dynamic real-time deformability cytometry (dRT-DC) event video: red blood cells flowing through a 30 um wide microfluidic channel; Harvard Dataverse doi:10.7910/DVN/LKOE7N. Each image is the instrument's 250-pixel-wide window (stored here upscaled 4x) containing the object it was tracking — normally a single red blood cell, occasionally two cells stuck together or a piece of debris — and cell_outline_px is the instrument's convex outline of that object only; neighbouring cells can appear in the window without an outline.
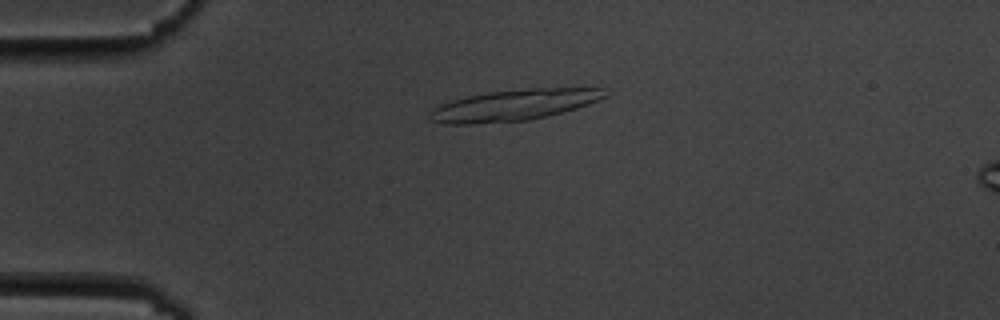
{"species": "common noctule bat (a hibernating species)", "species_latin": "Nyctalus noctula", "temperature_condition": "cold", "stored_images_in_passage": 2, "camera_frame_rate_fps": 3000, "um_per_image_px": 0.085, "animal": {"sex": "male", "body_mass_g": 19.5, "forearm_length_mm": 54.6}, "frame": {"image": 1, "passage_image": 1, "time_ms": 0.0, "image_size_px": [1000, 320], "cell_outline_px": [[612, 92], [608, 96], [588, 104], [576, 108], [528, 120], [472, 124], [444, 124], [428, 120], [428, 112], [440, 104], [452, 100], [468, 96], [488, 92], [524, 88], [604, 88]], "centroid_in_image_um": [43.67, 8.92], "position_along_channel_um": 41.3, "area_um2": 31.85}}